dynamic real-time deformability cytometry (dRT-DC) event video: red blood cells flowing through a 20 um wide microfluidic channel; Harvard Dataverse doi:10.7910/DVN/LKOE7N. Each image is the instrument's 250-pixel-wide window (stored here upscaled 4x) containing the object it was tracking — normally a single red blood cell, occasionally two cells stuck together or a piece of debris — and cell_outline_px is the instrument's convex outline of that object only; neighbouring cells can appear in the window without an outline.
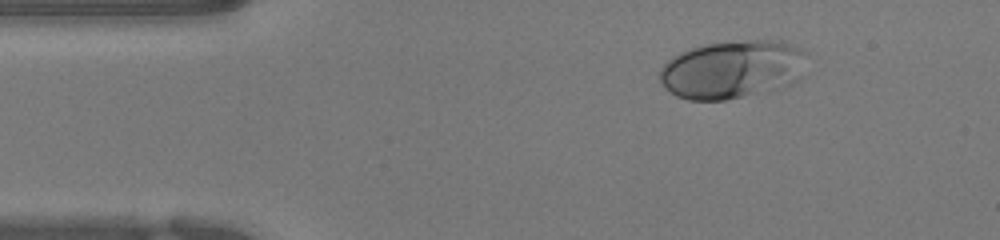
{"species": "human", "species_latin": "Homo sapiens", "temperature_condition": "warm", "stored_images_in_passage": 37, "camera_frame_rate_fps": 3000, "um_per_image_px": 0.085, "donor": {"sex": "female"}, "frame": {"image": 1, "passage_image": 1, "time_ms": 0.0, "image_size_px": [1000, 240], "cell_outline_px": [[808, 52], [804, 76], [792, 84], [784, 88], [724, 100], [688, 100], [676, 96], [660, 80], [660, 68], [672, 56], [688, 48], [704, 44], [780, 36], [804, 48]], "centroid_in_image_um": [62.41, 5.84], "position_along_channel_um": 22.6, "area_um2": 51.79}}
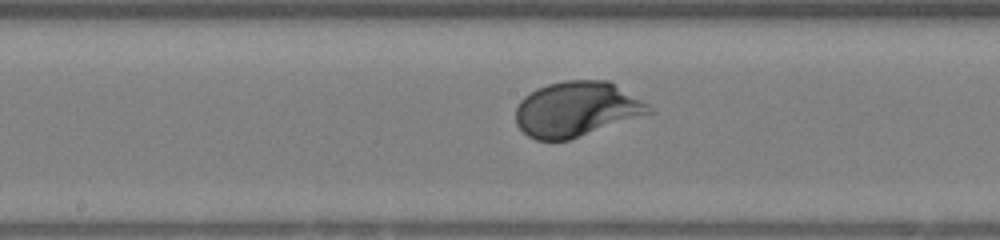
{"frame": {"image": 2, "passage_image": 19, "time_ms": 6.0, "image_size_px": [1000, 240], "cell_outline_px": [[656, 112], [568, 140], [536, 140], [528, 136], [516, 124], [516, 108], [520, 100], [524, 96], [536, 88], [548, 84], [564, 80], [608, 80], [656, 108]], "centroid_in_image_um": [49.04, 9.27], "position_along_channel_um": 199.2, "area_um2": 42.95}}
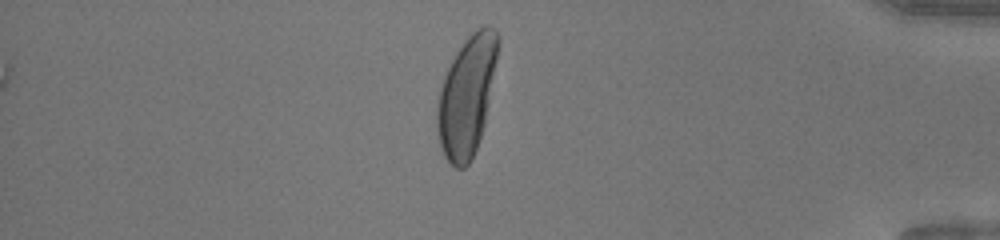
{"frame": {"image": 3, "passage_image": 37, "time_ms": 12.0, "image_size_px": [1000, 240], "cell_outline_px": [[500, 44], [484, 124], [476, 148], [468, 164], [464, 168], [456, 168], [444, 156], [440, 144], [436, 128], [436, 108], [440, 88], [444, 76], [456, 52], [468, 36], [476, 28], [484, 24], [488, 24], [496, 28], [500, 36]], "centroid_in_image_um": [39.68, 8.09], "position_along_channel_um": 395.5, "area_um2": 42.37}, "authors_computed_cell_mechanics": {"area_um2": 40.749, "velocity_mm_per_s": 3.9496, "shape_relaxation_time_tau1_ms": 2.7744, "shape_relaxation_time_tau2_ms": null, "deformation_change_tau1": 0.1979, "deformation_change_tau2": null}}